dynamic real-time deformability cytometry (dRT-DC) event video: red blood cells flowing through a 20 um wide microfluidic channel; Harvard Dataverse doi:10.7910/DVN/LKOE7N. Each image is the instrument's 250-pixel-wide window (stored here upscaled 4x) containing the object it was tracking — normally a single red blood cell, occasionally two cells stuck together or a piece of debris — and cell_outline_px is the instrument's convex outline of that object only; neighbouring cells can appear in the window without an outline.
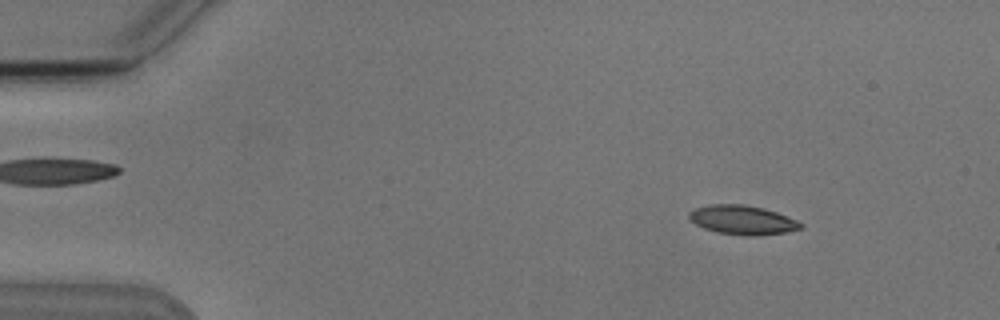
{"species": "Egyptian fruit bat (a non-hibernating species)", "species_latin": "Rousettus aegyptiacus", "temperature_condition": "cold", "stored_images_in_passage": 7, "camera_frame_rate_fps": 3000, "um_per_image_px": 0.085, "animal": {"sex": "male"}, "frame": {"image": 1, "passage_image": 1, "time_ms": 0.0, "image_size_px": [1000, 320], "cell_outline_px": [[804, 224], [800, 228], [784, 232], [752, 236], [748, 236], [716, 232], [704, 228], [688, 220], [688, 212], [696, 208], [712, 204], [744, 204], [764, 208], [776, 212], [796, 220]], "centroid_in_image_um": [63.06, 18.69], "position_along_channel_um": 21.9, "area_um2": 18.84}}
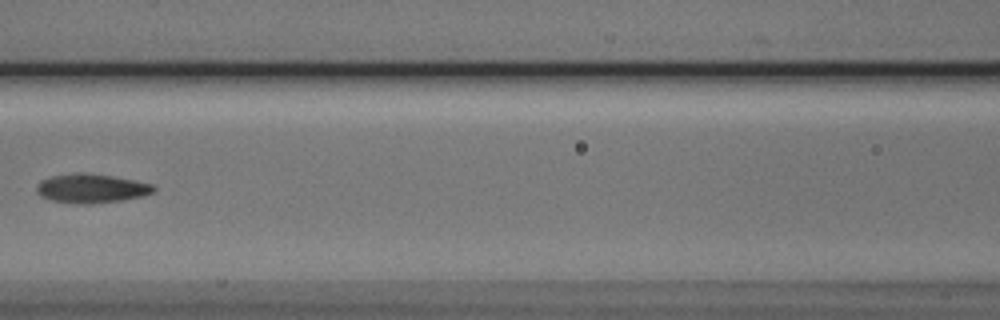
{"frame": {"image": 2, "passage_image": 6, "time_ms": 6.0, "image_size_px": [1000, 320], "cell_outline_px": [[156, 188], [152, 192], [144, 196], [120, 200], [88, 204], [76, 204], [52, 200], [40, 196], [36, 192], [36, 184], [40, 180], [52, 176], [72, 172], [84, 172], [112, 176], [152, 184]], "centroid_in_image_um": [7.71, 16.0], "position_along_channel_um": 158.9, "area_um2": 19.88}}
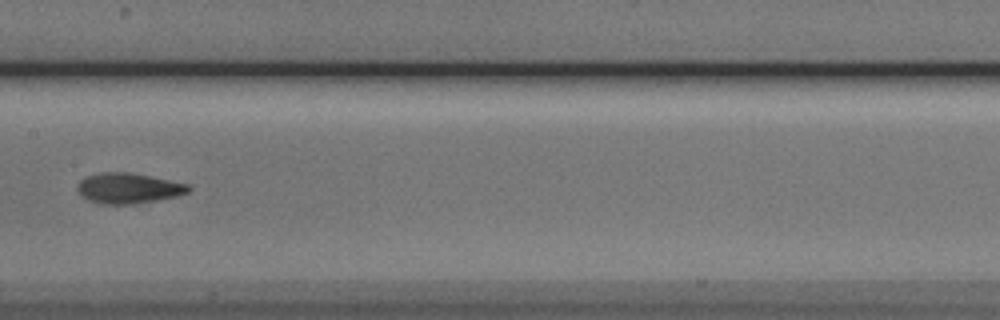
{"frame": {"image": 3, "passage_image": 7, "time_ms": 7.0, "image_size_px": [1000, 320], "cell_outline_px": [[192, 188], [188, 192], [176, 196], [156, 200], [132, 204], [100, 204], [88, 200], [80, 196], [76, 188], [80, 180], [88, 176], [104, 172], [128, 172], [188, 184]], "centroid_in_image_um": [10.87, 16.01], "position_along_channel_um": 196.5, "area_um2": 19.54}}